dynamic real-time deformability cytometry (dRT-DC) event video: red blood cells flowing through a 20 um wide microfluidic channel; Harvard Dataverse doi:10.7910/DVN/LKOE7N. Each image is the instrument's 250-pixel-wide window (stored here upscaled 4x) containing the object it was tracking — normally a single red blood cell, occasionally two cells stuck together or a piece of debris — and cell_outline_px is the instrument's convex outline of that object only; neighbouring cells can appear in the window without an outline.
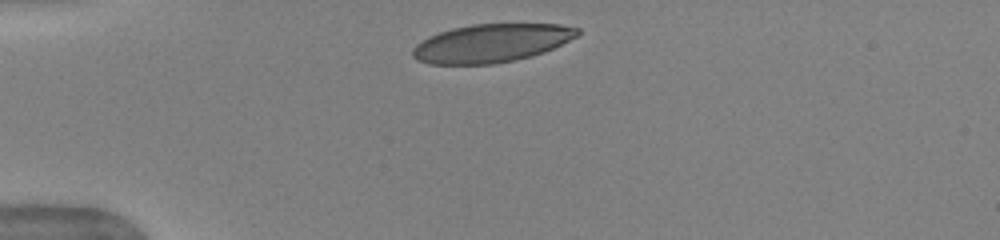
{"species": "human", "species_latin": "Homo sapiens", "temperature_condition": "warm", "stored_images_in_passage": 7, "camera_frame_rate_fps": 3000, "um_per_image_px": 0.085, "donor": {"sex": "female"}, "frame": {"image": 1, "passage_image": 1, "time_ms": 0.0, "image_size_px": [1000, 240], "cell_outline_px": [[580, 32], [576, 36], [544, 52], [532, 56], [516, 60], [492, 64], [428, 64], [416, 60], [412, 56], [412, 48], [416, 44], [428, 36], [452, 28], [472, 24], [560, 24], [580, 28]], "centroid_in_image_um": [41.73, 3.67], "position_along_channel_um": 43.3, "area_um2": 36.82}}
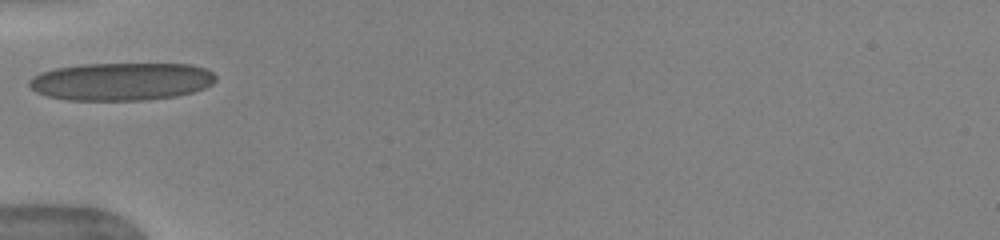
{"frame": {"image": 2, "passage_image": 3, "time_ms": 0.667, "image_size_px": [1000, 240], "cell_outline_px": [[216, 80], [212, 84], [204, 88], [192, 92], [176, 96], [144, 100], [68, 100], [48, 96], [36, 92], [28, 84], [28, 80], [32, 76], [40, 72], [56, 68], [80, 64], [192, 64], [204, 68], [212, 72], [216, 76]], "centroid_in_image_um": [10.3, 6.92], "position_along_channel_um": 74.7, "area_um2": 41.21}}
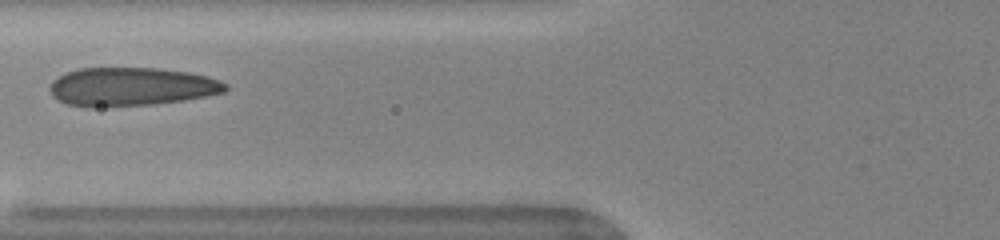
{"frame": {"image": 3, "passage_image": 4, "time_ms": 1.0, "image_size_px": [1000, 240], "cell_outline_px": [[228, 88], [224, 92], [184, 100], [152, 104], [68, 104], [52, 96], [48, 88], [52, 80], [68, 72], [80, 68], [160, 68], [188, 72], [220, 80], [228, 84]], "centroid_in_image_um": [11.21, 7.32], "position_along_channel_um": 114.6, "area_um2": 38.21}}